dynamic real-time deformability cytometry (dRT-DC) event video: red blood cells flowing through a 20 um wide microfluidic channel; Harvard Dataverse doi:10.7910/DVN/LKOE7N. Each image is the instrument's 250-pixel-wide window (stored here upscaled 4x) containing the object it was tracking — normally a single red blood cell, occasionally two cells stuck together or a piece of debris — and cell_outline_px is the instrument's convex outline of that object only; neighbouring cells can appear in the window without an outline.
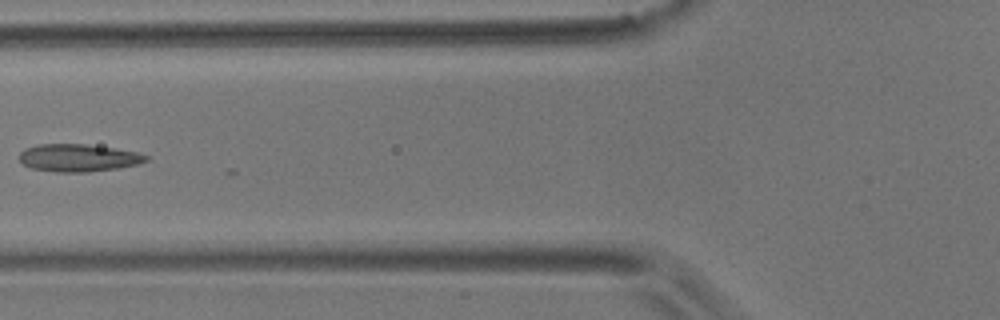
{"species": "common noctule bat (a hibernating species)", "species_latin": "Nyctalus noctula", "temperature_condition": "room temperature", "stored_images_in_passage": 9, "camera_frame_rate_fps": 3000, "um_per_image_px": 0.085, "animal": {"sex": "male", "body_mass_g": 17.9}, "frame": {"image": 1, "passage_image": 6, "time_ms": 1.667, "image_size_px": [1000, 320], "cell_outline_px": [[152, 156], [148, 160], [136, 164], [120, 168], [88, 172], [56, 172], [32, 168], [24, 164], [20, 160], [20, 152], [24, 148], [36, 144], [88, 144], [136, 152]], "centroid_in_image_um": [6.67, 13.41], "position_along_channel_um": 119.1, "area_um2": 20.4}}
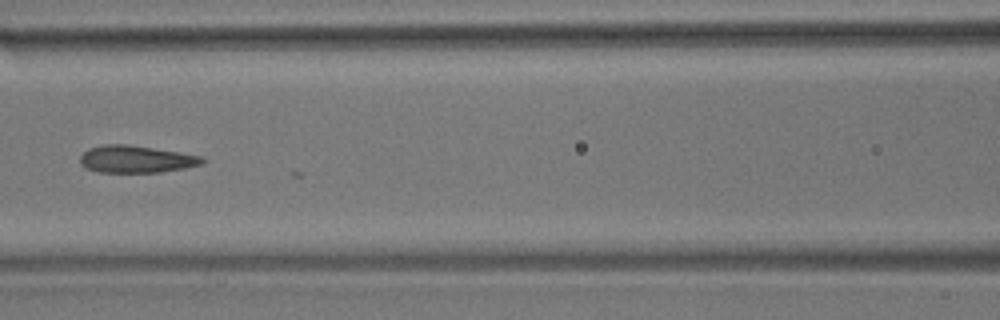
{"frame": {"image": 2, "passage_image": 7, "time_ms": 2.0, "image_size_px": [1000, 320], "cell_outline_px": [[208, 160], [200, 164], [184, 168], [160, 172], [100, 172], [88, 168], [80, 164], [80, 156], [88, 148], [104, 144], [128, 144], [180, 152], [204, 156]], "centroid_in_image_um": [11.59, 13.52], "position_along_channel_um": 155.0, "area_um2": 19.42}}